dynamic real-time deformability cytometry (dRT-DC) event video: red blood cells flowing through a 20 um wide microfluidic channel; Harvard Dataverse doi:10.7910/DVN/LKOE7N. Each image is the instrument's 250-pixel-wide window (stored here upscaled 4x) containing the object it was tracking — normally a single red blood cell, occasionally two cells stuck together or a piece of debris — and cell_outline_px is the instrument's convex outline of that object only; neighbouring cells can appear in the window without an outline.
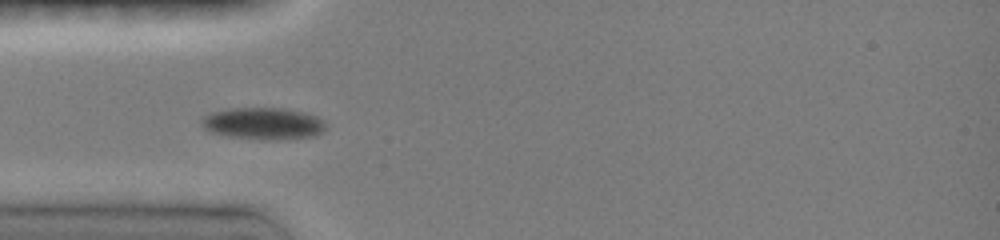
{"species": "common noctule bat (a hibernating species)", "species_latin": "Nyctalus noctula", "temperature_condition": "room temperature", "stored_images_in_passage": 17, "camera_frame_rate_fps": 3000, "um_per_image_px": 0.085, "animal": {"sex": "female", "body_mass_g": 19.0, "forearm_length_mm": 51.5}, "frame": {"image": 1, "passage_image": 6, "time_ms": 2.333, "image_size_px": [1000, 240], "cell_outline_px": [[324, 128], [320, 132], [312, 136], [276, 140], [264, 140], [228, 136], [212, 132], [204, 128], [200, 120], [204, 116], [212, 112], [228, 108], [284, 108], [304, 112], [316, 116], [324, 120]], "centroid_in_image_um": [22.35, 10.49], "position_along_channel_um": 62.6, "area_um2": 23.0}}
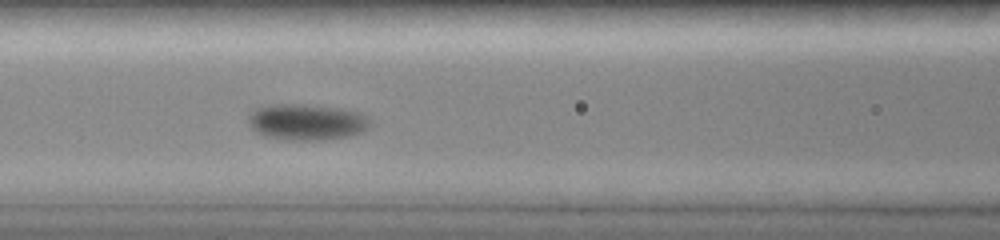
{"frame": {"image": 2, "passage_image": 10, "time_ms": 4.333, "image_size_px": [1000, 240], "cell_outline_px": [[368, 128], [360, 132], [348, 136], [324, 140], [288, 140], [264, 136], [256, 132], [252, 128], [248, 120], [248, 116], [256, 108], [276, 104], [304, 104], [340, 108], [360, 112], [368, 116]], "centroid_in_image_um": [26.06, 10.37], "position_along_channel_um": 140.5, "area_um2": 25.61}}